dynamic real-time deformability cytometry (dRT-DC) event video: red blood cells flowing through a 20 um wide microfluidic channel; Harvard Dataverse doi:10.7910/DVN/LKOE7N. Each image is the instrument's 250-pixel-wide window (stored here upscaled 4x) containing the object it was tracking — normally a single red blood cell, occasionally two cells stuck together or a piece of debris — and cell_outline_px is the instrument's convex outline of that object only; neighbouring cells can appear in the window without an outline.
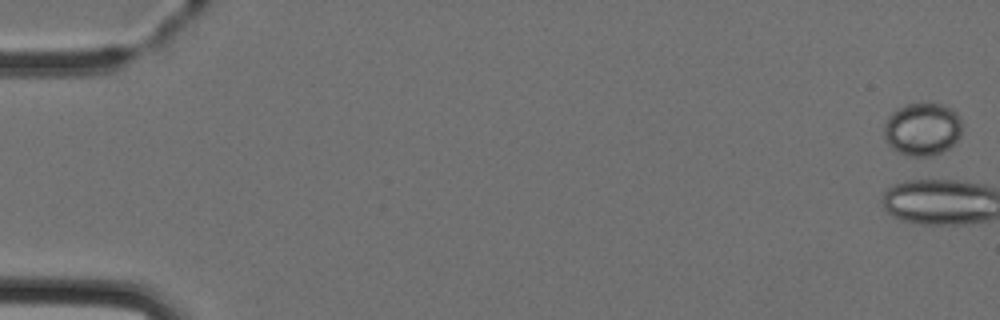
{"species": "Egyptian fruit bat (a non-hibernating species)", "species_latin": "Rousettus aegyptiacus", "temperature_condition": "cold", "stored_images_in_passage": 4, "segment_of_instrument_passage": [2, 2], "camera_frame_rate_fps": 3000, "um_per_image_px": 0.085, "animal": {"sex": "female"}, "frame": {"image": 1, "passage_image": 4, "time_ms": 4.667, "image_size_px": [1000, 320], "cell_outline_px": [[960, 136], [948, 148], [940, 152], [928, 156], [912, 156], [900, 152], [892, 148], [888, 144], [884, 136], [884, 128], [888, 116], [892, 112], [908, 104], [940, 104], [956, 112], [960, 120]], "centroid_in_image_um": [78.38, 10.98], "position_along_channel_um": 6.6, "area_um2": 23.47}}